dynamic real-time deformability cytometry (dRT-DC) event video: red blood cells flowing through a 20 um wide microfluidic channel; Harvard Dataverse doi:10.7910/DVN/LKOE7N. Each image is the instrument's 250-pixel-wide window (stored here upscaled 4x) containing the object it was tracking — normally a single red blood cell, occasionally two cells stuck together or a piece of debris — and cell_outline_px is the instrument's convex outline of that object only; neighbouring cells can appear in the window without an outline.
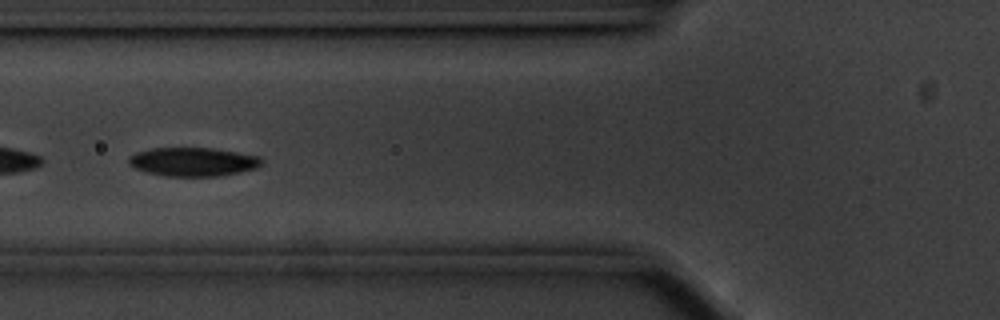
{"species": "common noctule bat (a hibernating species)", "species_latin": "Nyctalus noctula", "temperature_condition": "cold", "stored_images_in_passage": 58, "camera_frame_rate_fps": 3000, "um_per_image_px": 0.085, "animal": {"sex": "male", "body_mass_g": 20.1, "forearm_length_mm": 53.5}, "frame": {"image": 1, "passage_image": 22, "time_ms": 7.0, "image_size_px": [1000, 320], "cell_outline_px": [[264, 160], [256, 168], [240, 172], [220, 176], [164, 176], [148, 172], [136, 168], [128, 164], [128, 156], [136, 152], [152, 148], [212, 148], [260, 156]], "centroid_in_image_um": [16.4, 13.75], "position_along_channel_um": 109.4, "area_um2": 22.25}}
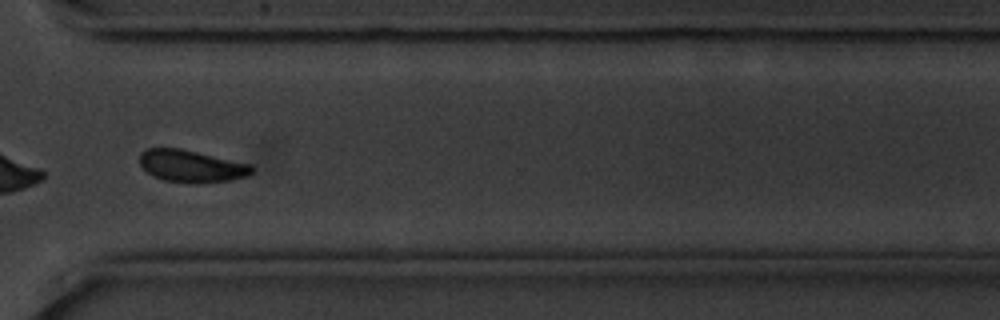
{"frame": {"image": 2, "passage_image": 43, "time_ms": 14.0, "image_size_px": [1000, 320], "cell_outline_px": [[252, 172], [248, 176], [232, 180], [164, 180], [152, 176], [140, 164], [140, 152], [148, 148], [180, 148], [252, 164]], "centroid_in_image_um": [16.26, 14.06], "position_along_channel_um": 354.3, "area_um2": 20.17}}
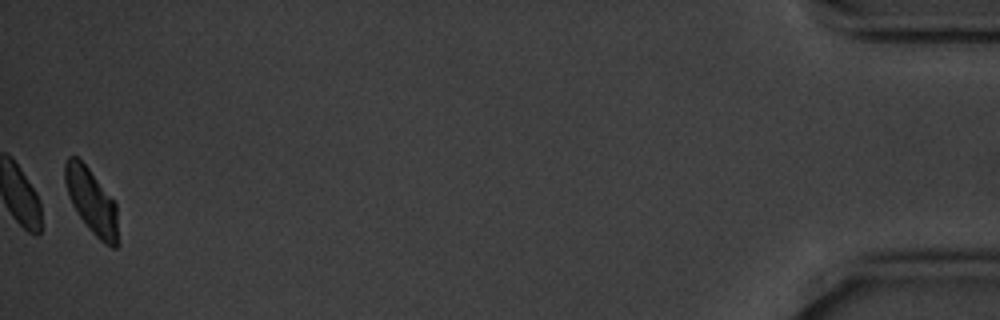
{"frame": {"image": 3, "passage_image": 57, "time_ms": 18.667, "image_size_px": [1000, 320], "cell_outline_px": [[120, 244], [116, 248], [112, 248], [104, 244], [88, 228], [72, 204], [68, 196], [64, 180], [64, 164], [68, 156], [76, 156], [88, 168], [116, 204], [120, 240]], "centroid_in_image_um": [7.81, 17.17], "position_along_channel_um": 427.4, "area_um2": 20.23}, "authors_computed_cell_mechanics": {"area_um2": 22.2241, "velocity_mm_per_s": 3.4982, "shape_relaxation_time_tau1_ms": 2.0831, "shape_relaxation_time_tau2_ms": null, "deformation_change_tau1": 0.0907, "deformation_change_tau2": null}}